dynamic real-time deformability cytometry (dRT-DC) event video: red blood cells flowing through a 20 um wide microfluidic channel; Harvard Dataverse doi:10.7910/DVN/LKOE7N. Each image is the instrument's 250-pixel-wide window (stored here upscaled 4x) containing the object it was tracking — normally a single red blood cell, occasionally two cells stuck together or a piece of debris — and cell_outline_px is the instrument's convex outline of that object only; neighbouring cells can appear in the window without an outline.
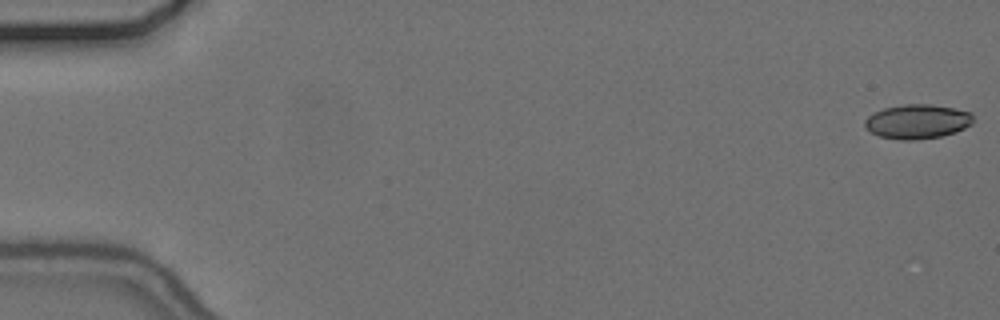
{"species": "common noctule bat (a hibernating species)", "species_latin": "Nyctalus noctula", "temperature_condition": "cold", "stored_images_in_passage": 31, "camera_frame_rate_fps": 3000, "um_per_image_px": 0.085, "animal": {"sex": "female", "body_mass_g": 24.6, "forearm_length_mm": 56.2}, "frame": {"image": 1, "passage_image": 1, "time_ms": 0.0, "image_size_px": [1000, 320], "cell_outline_px": [[972, 124], [956, 132], [940, 136], [912, 140], [900, 140], [880, 136], [864, 128], [864, 120], [872, 112], [884, 108], [904, 104], [928, 104], [952, 108], [972, 112]], "centroid_in_image_um": [77.94, 10.33], "position_along_channel_um": 7.1, "area_um2": 21.68}}
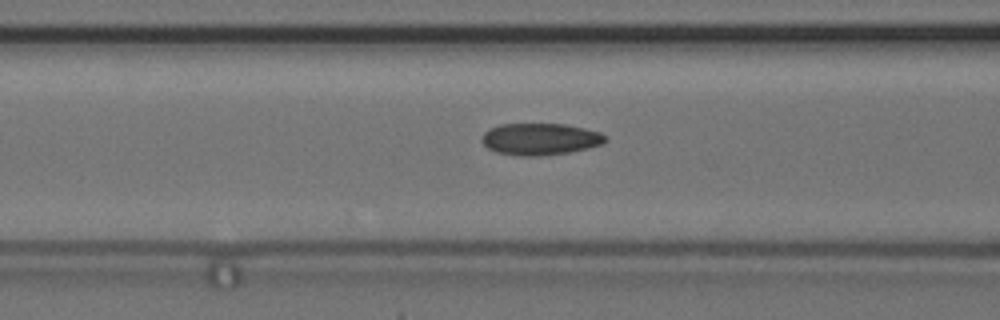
{"frame": {"image": 2, "passage_image": 23, "time_ms": 7.333, "image_size_px": [1000, 320], "cell_outline_px": [[608, 140], [604, 144], [588, 148], [568, 152], [540, 156], [520, 156], [496, 152], [488, 148], [480, 140], [480, 136], [488, 128], [500, 124], [564, 124], [584, 128], [600, 132], [608, 136]], "centroid_in_image_um": [45.91, 11.82], "position_along_channel_um": 120.7, "area_um2": 23.18}}
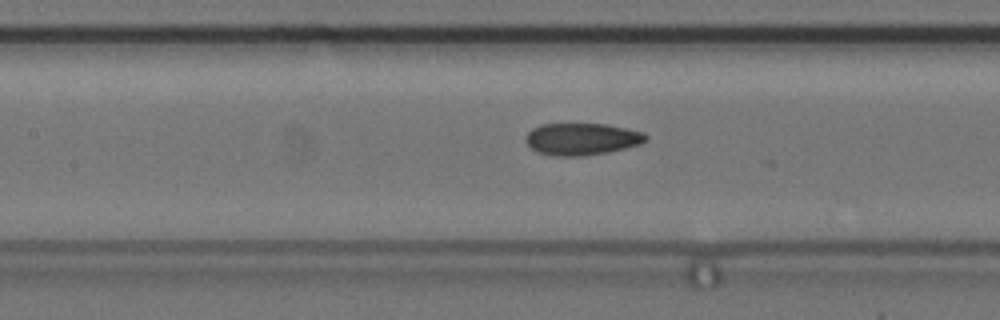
{"frame": {"image": 3, "passage_image": 26, "time_ms": 8.333, "image_size_px": [1000, 320], "cell_outline_px": [[648, 140], [640, 144], [608, 152], [584, 156], [552, 156], [536, 152], [528, 144], [528, 132], [532, 128], [540, 124], [608, 124], [644, 132], [648, 136]], "centroid_in_image_um": [49.49, 11.82], "position_along_channel_um": 157.9, "area_um2": 22.43}}